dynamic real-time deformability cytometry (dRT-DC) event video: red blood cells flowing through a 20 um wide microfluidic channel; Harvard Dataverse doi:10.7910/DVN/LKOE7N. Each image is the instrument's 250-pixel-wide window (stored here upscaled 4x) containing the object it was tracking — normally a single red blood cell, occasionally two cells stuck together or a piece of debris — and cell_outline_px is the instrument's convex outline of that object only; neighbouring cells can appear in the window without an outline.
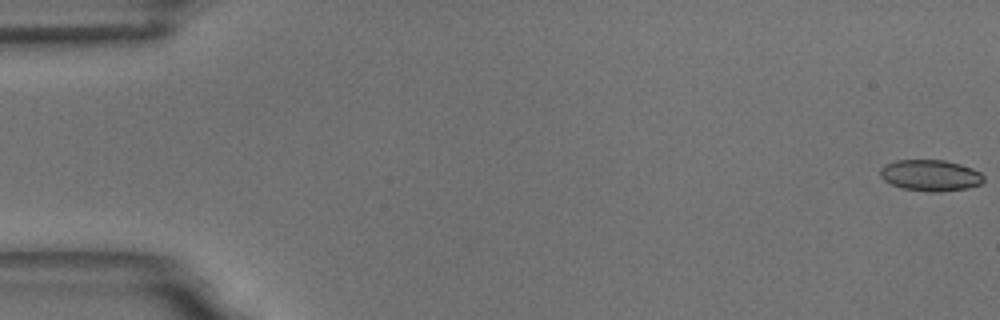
{"species": "common noctule bat (a hibernating species)", "species_latin": "Nyctalus noctula", "temperature_condition": "room temperature", "stored_images_in_passage": 59, "camera_frame_rate_fps": 3000, "um_per_image_px": 0.085, "animal": {"sex": "male", "body_mass_g": 18.8}, "frame": {"image": 1, "passage_image": 1, "time_ms": 0.0, "image_size_px": [1000, 320], "cell_outline_px": [[984, 180], [980, 184], [968, 188], [940, 192], [928, 192], [904, 188], [892, 184], [884, 180], [880, 176], [880, 168], [884, 164], [896, 160], [944, 160], [960, 164], [972, 168], [980, 172], [984, 176]], "centroid_in_image_um": [79.09, 14.9], "position_along_channel_um": 5.9, "area_um2": 18.9}}
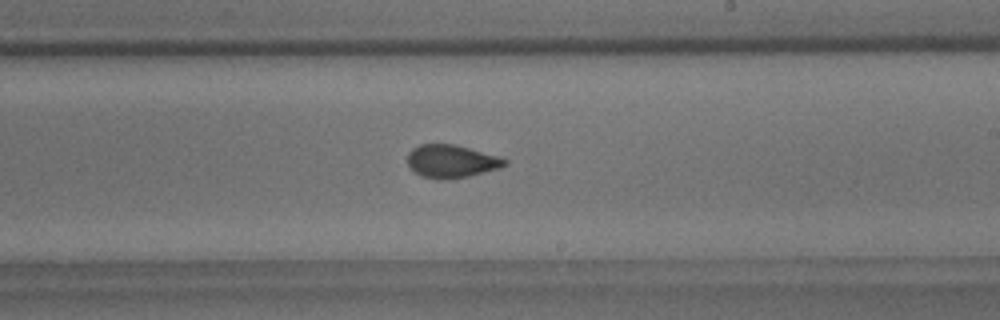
{"frame": {"image": 2, "passage_image": 35, "time_ms": 11.333, "image_size_px": [1000, 320], "cell_outline_px": [[508, 164], [500, 168], [468, 176], [436, 180], [420, 176], [408, 164], [408, 152], [412, 148], [420, 144], [452, 144], [468, 148], [496, 156], [508, 160]], "centroid_in_image_um": [38.34, 13.71], "position_along_channel_um": 250.7, "area_um2": 18.44}}
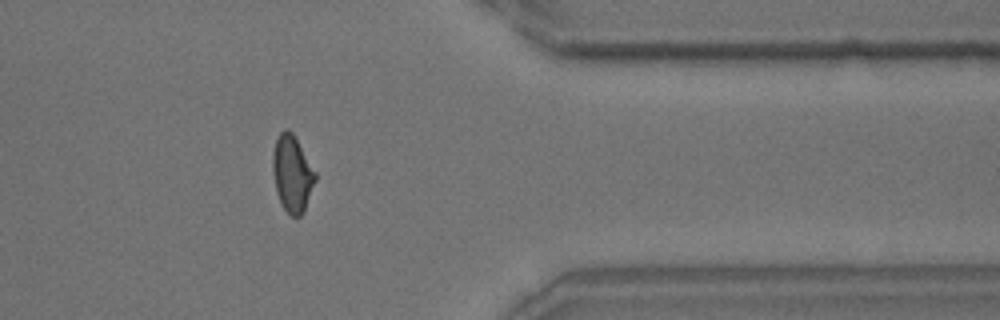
{"frame": {"image": 3, "passage_image": 48, "time_ms": 15.667, "image_size_px": [1000, 320], "cell_outline_px": [[316, 180], [304, 212], [300, 216], [292, 216], [284, 208], [276, 192], [272, 172], [272, 152], [276, 140], [280, 132], [284, 128], [288, 128], [292, 132], [316, 172]], "centroid_in_image_um": [24.83, 14.74], "position_along_channel_um": 386.6, "area_um2": 19.02}, "authors_computed_cell_mechanics": {"area_um2": 18.8428, "velocity_mm_per_s": 3.491, "shape_relaxation_time_tau1_ms": 7.2287, "shape_relaxation_time_tau2_ms": 1.1967, "deformation_change_tau1": 0.1415, "deformation_change_tau2": 0.0696}}